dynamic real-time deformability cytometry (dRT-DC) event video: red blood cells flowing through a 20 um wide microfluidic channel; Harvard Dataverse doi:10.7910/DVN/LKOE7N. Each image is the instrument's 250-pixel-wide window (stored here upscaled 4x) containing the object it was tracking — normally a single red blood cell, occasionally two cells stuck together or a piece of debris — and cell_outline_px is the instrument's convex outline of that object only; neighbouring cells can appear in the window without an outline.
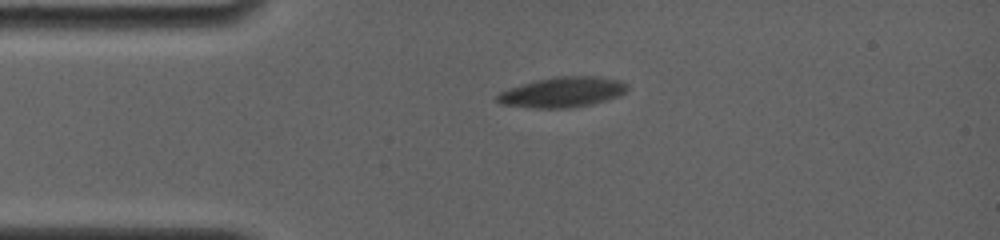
{"species": "common noctule bat (a hibernating species)", "species_latin": "Nyctalus noctula", "temperature_condition": "room temperature", "stored_images_in_passage": 2, "camera_frame_rate_fps": 4000, "um_per_image_px": 0.085, "animal": {"sex": "female", "body_mass_g": 19.0, "forearm_length_mm": 56.7}, "frame": {"image": 1, "passage_image": 1, "time_ms": 0.0, "image_size_px": [1000, 240], "cell_outline_px": [[628, 88], [620, 96], [588, 104], [568, 108], [532, 108], [500, 104], [496, 100], [496, 96], [500, 92], [508, 88], [536, 80], [556, 76], [596, 76], [620, 80], [628, 84]], "centroid_in_image_um": [47.79, 7.83], "position_along_channel_um": 37.2, "area_um2": 22.89}}